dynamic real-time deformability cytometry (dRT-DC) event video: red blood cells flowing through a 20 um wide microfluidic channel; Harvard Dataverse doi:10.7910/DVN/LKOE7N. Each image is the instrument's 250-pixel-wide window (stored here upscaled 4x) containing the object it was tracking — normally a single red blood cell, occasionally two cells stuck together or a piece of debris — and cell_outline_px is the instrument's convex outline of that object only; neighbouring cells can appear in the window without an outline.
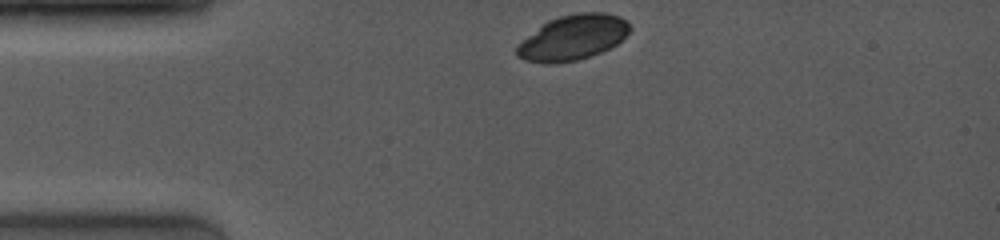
{"species": "common noctule bat (a hibernating species)", "species_latin": "Nyctalus noctula", "temperature_condition": "room temperature", "stored_images_in_passage": 6, "camera_frame_rate_fps": 4000, "um_per_image_px": 0.085, "animal": {"sex": "female", "body_mass_g": 19.0, "forearm_length_mm": 53.3}, "frame": {"image": 1, "passage_image": 1, "time_ms": 0.0, "image_size_px": [1000, 240], "cell_outline_px": [[632, 28], [616, 44], [600, 52], [576, 60], [552, 64], [548, 64], [524, 60], [516, 56], [516, 44], [548, 20], [560, 16], [580, 12], [604, 12], [620, 16], [628, 20]], "centroid_in_image_um": [48.68, 3.18], "position_along_channel_um": 36.3, "area_um2": 29.71}}